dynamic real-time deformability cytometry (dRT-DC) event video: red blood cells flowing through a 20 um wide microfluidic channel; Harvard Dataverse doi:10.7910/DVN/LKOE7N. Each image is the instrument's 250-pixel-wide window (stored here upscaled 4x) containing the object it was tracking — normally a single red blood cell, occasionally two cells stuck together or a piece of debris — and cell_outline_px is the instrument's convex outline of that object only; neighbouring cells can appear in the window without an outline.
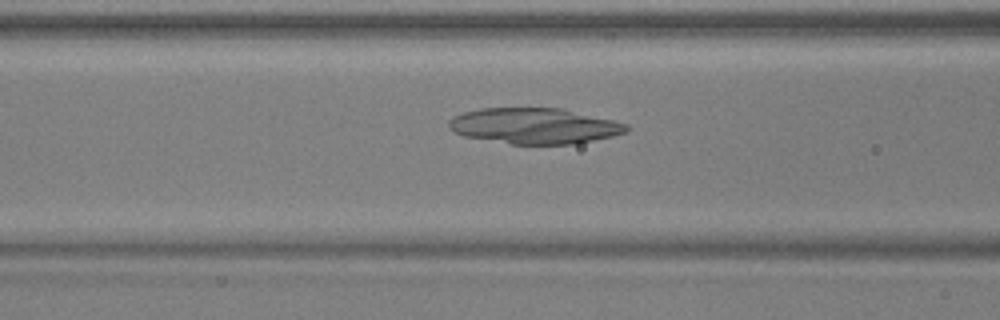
{"species": "common noctule bat (a hibernating species)", "species_latin": "Nyctalus noctula", "temperature_condition": "warm", "stored_images_in_passage": 52, "camera_frame_rate_fps": 3000, "um_per_image_px": 0.085, "animal": {"sex": "male", "body_mass_g": 17.9, "forearm_length_mm": 54.2}, "frame": {"image": 1, "passage_image": 21, "time_ms": 6.667, "image_size_px": [1000, 320], "cell_outline_px": [[628, 132], [612, 136], [576, 144], [512, 144], [464, 136], [448, 128], [448, 120], [464, 112], [480, 108], [560, 108], [612, 120], [628, 124]], "centroid_in_image_um": [45.42, 10.7], "position_along_channel_um": 121.2, "area_um2": 36.82}}
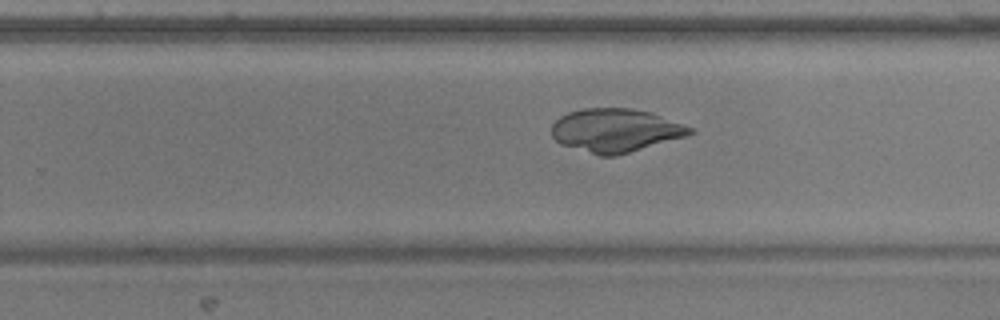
{"frame": {"image": 2, "passage_image": 33, "time_ms": 10.667, "image_size_px": [1000, 320], "cell_outline_px": [[696, 132], [688, 136], [616, 156], [600, 156], [560, 144], [552, 136], [552, 124], [560, 116], [568, 112], [584, 108], [628, 108], [652, 112], [692, 128]], "centroid_in_image_um": [52.32, 11.09], "position_along_channel_um": 277.5, "area_um2": 35.08}}
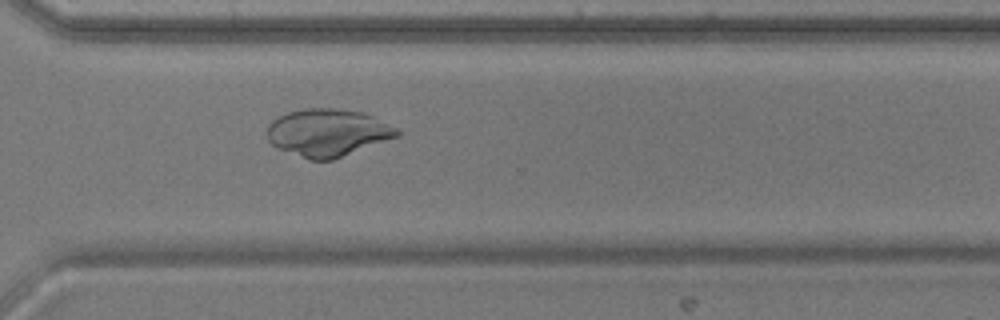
{"frame": {"image": 3, "passage_image": 38, "time_ms": 12.333, "image_size_px": [1000, 320], "cell_outline_px": [[400, 136], [332, 160], [308, 160], [276, 148], [268, 140], [268, 124], [272, 120], [288, 112], [304, 108], [336, 108], [364, 112], [396, 128], [400, 132]], "centroid_in_image_um": [27.84, 11.28], "position_along_channel_um": 342.8, "area_um2": 36.01}}